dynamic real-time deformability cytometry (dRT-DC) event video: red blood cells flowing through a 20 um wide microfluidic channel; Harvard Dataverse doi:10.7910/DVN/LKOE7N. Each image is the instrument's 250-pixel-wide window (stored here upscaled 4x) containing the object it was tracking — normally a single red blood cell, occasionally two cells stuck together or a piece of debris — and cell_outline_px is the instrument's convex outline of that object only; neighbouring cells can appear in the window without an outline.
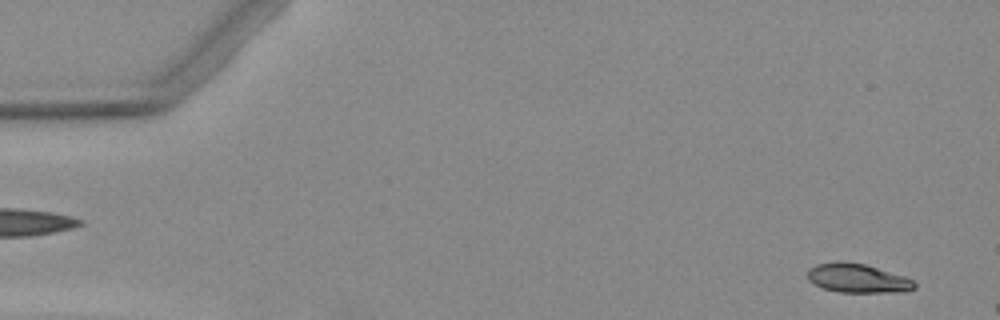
{"species": "Egyptian fruit bat (a non-hibernating species)", "species_latin": "Rousettus aegyptiacus", "temperature_condition": "warm", "stored_images_in_passage": 4, "segment_of_instrument_passage": [2, 2], "camera_frame_rate_fps": 3000, "um_per_image_px": 0.085, "animal": {"sex": "female"}, "frame": {"image": 1, "passage_image": 4, "time_ms": 4.0, "image_size_px": [1000, 320], "cell_outline_px": [[916, 288], [908, 292], [840, 292], [824, 288], [808, 280], [808, 268], [816, 264], [836, 260], [844, 260], [864, 264], [904, 276], [912, 280], [916, 284]], "centroid_in_image_um": [72.89, 23.64], "position_along_channel_um": 12.1, "area_um2": 18.21}}